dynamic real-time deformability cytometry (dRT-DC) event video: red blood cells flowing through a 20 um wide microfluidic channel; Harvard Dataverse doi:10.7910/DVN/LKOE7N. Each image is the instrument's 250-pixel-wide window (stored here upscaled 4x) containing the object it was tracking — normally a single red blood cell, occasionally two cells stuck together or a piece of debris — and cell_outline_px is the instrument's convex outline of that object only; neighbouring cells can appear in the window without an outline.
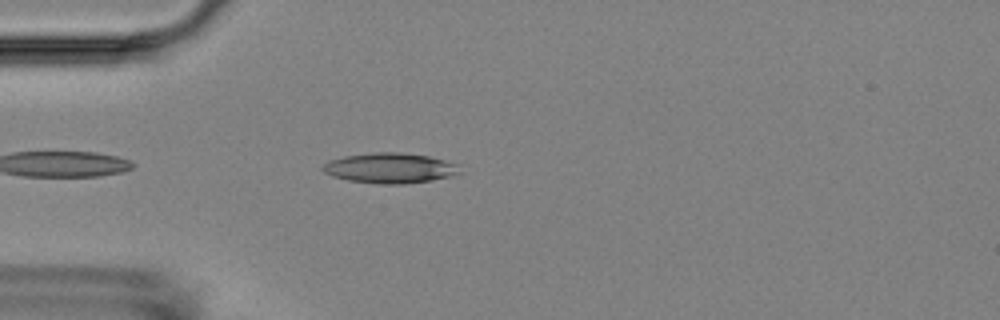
{"species": "Egyptian fruit bat (a non-hibernating species)", "species_latin": "Rousettus aegyptiacus", "temperature_condition": "room temperature", "stored_images_in_passage": 2, "camera_frame_rate_fps": 3000, "um_per_image_px": 0.085, "animal": {"sex": "female"}, "frame": {"image": 1, "passage_image": 2, "time_ms": 1.0, "image_size_px": [1000, 320], "cell_outline_px": [[460, 172], [452, 176], [432, 180], [404, 184], [380, 184], [348, 180], [332, 176], [324, 172], [320, 168], [328, 160], [344, 156], [376, 152], [400, 152], [428, 156], [460, 164]], "centroid_in_image_um": [33.15, 14.28], "position_along_channel_um": 51.9, "area_um2": 24.28}}